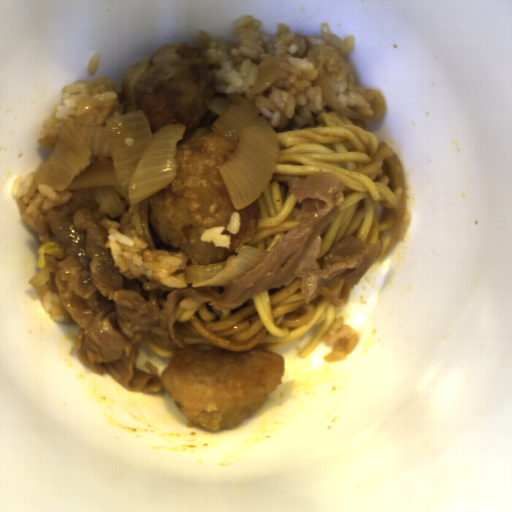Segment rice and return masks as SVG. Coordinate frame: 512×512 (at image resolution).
<instances>
[{"label":"rice","mask_w":512,"mask_h":512,"mask_svg":"<svg viewBox=\"0 0 512 512\" xmlns=\"http://www.w3.org/2000/svg\"><path fill=\"white\" fill-rule=\"evenodd\" d=\"M61 89L62 103L54 105L51 117L43 120L45 128L38 132L43 137L36 143L44 149L55 150L59 135L70 119L107 126V120L123 115L124 90L115 86L110 77L93 81L77 79Z\"/></svg>","instance_id":"obj_3"},{"label":"rice","mask_w":512,"mask_h":512,"mask_svg":"<svg viewBox=\"0 0 512 512\" xmlns=\"http://www.w3.org/2000/svg\"><path fill=\"white\" fill-rule=\"evenodd\" d=\"M241 228L240 212L231 213L226 226H215L204 230L200 236L201 241L212 242L215 248H230L231 236Z\"/></svg>","instance_id":"obj_6"},{"label":"rice","mask_w":512,"mask_h":512,"mask_svg":"<svg viewBox=\"0 0 512 512\" xmlns=\"http://www.w3.org/2000/svg\"><path fill=\"white\" fill-rule=\"evenodd\" d=\"M98 224L107 230L105 248H111L113 266L120 268L129 289L163 309L167 295L175 289L192 288L185 272L189 256L183 251L152 250L144 235L140 203L114 219H102Z\"/></svg>","instance_id":"obj_2"},{"label":"rice","mask_w":512,"mask_h":512,"mask_svg":"<svg viewBox=\"0 0 512 512\" xmlns=\"http://www.w3.org/2000/svg\"><path fill=\"white\" fill-rule=\"evenodd\" d=\"M46 162L41 163L36 171H31L24 177L19 176L14 179L10 193L18 207L22 221L33 232H37L39 244L51 242V229L43 221L47 213L67 218L74 214L67 206L73 199L75 191L56 192L50 185L36 183L35 180L40 175Z\"/></svg>","instance_id":"obj_4"},{"label":"rice","mask_w":512,"mask_h":512,"mask_svg":"<svg viewBox=\"0 0 512 512\" xmlns=\"http://www.w3.org/2000/svg\"><path fill=\"white\" fill-rule=\"evenodd\" d=\"M344 316L334 318L331 326L324 335L322 341L328 346L337 345L334 349L323 357L327 363H335L346 360L349 354H352L361 340L360 333L353 327L345 323Z\"/></svg>","instance_id":"obj_5"},{"label":"rice","mask_w":512,"mask_h":512,"mask_svg":"<svg viewBox=\"0 0 512 512\" xmlns=\"http://www.w3.org/2000/svg\"><path fill=\"white\" fill-rule=\"evenodd\" d=\"M40 304L51 321L61 324L76 322L64 307L58 293L50 290L40 299Z\"/></svg>","instance_id":"obj_7"},{"label":"rice","mask_w":512,"mask_h":512,"mask_svg":"<svg viewBox=\"0 0 512 512\" xmlns=\"http://www.w3.org/2000/svg\"><path fill=\"white\" fill-rule=\"evenodd\" d=\"M230 33L237 42L211 40L198 29L195 45L201 59L213 75L215 93L232 102L233 95L247 98L264 62L276 60L279 79L269 88L254 94L251 102L261 111L258 116L273 129L286 130L318 126L316 116L327 113L323 91L313 81L324 73L336 97L349 110L372 117L373 104L365 98L366 88L356 85L353 69L344 55L355 48L356 34L344 40L331 33L328 23L321 24L320 36L300 37L278 22L276 35L259 31L262 20L245 14L232 22Z\"/></svg>","instance_id":"obj_1"}]
</instances>
